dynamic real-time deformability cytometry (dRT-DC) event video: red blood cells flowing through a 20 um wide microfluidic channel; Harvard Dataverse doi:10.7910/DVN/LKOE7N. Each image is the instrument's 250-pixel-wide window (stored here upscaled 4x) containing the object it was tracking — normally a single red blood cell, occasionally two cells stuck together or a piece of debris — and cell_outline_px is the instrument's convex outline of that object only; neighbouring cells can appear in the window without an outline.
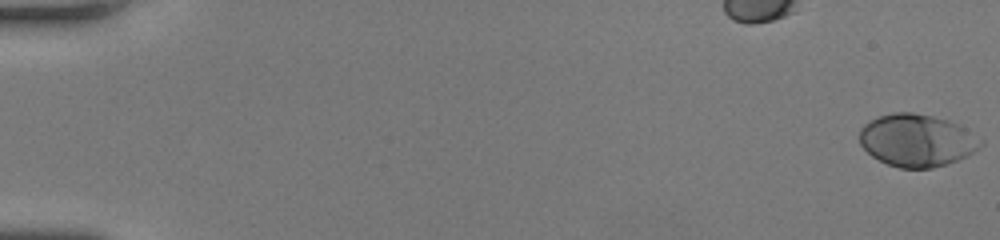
{"species": "human", "species_latin": "Homo sapiens", "temperature_condition": "room temperature", "stored_images_in_passage": 52, "segment_of_instrument_passage": [1, 2], "camera_frame_rate_fps": 3000, "um_per_image_px": 0.085, "donor": {"sex": "female"}, "frame": {"image": 1, "passage_image": 1, "time_ms": 0.0, "image_size_px": [1000, 240], "cell_outline_px": [[984, 144], [972, 152], [948, 164], [932, 168], [900, 168], [888, 164], [872, 156], [860, 144], [860, 128], [864, 124], [880, 116], [892, 112], [912, 112], [932, 116], [948, 120], [964, 128], [984, 140]], "centroid_in_image_um": [77.93, 11.93], "position_along_channel_um": 7.1, "area_um2": 36.76}}
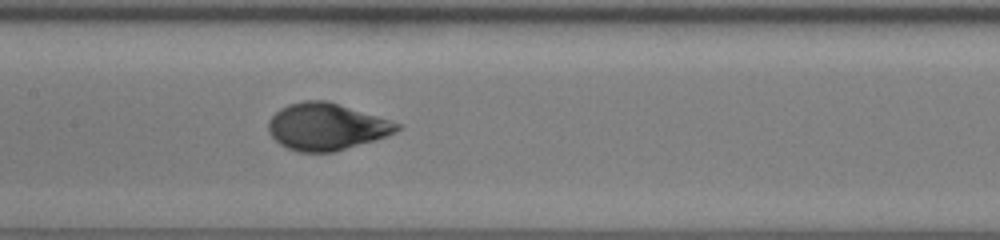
{"frame": {"image": 2, "passage_image": 27, "time_ms": 8.667, "image_size_px": [1000, 240], "cell_outline_px": [[400, 128], [396, 132], [388, 136], [376, 140], [332, 152], [300, 152], [288, 148], [280, 144], [268, 132], [268, 120], [280, 108], [288, 104], [304, 100], [324, 100], [376, 116], [400, 124]], "centroid_in_image_um": [27.71, 10.77], "position_along_channel_um": 179.7, "area_um2": 34.8}}
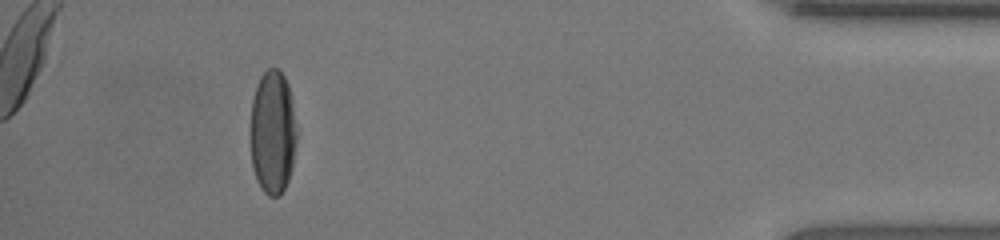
{"frame": {"image": 3, "passage_image": 47, "time_ms": 15.333, "image_size_px": [1000, 240], "cell_outline_px": [[300, 132], [292, 168], [288, 180], [280, 196], [268, 196], [260, 188], [256, 180], [252, 168], [252, 100], [256, 84], [260, 76], [268, 68], [280, 68], [288, 84]], "centroid_in_image_um": [23.24, 11.24], "position_along_channel_um": 412.0, "area_um2": 34.22}}